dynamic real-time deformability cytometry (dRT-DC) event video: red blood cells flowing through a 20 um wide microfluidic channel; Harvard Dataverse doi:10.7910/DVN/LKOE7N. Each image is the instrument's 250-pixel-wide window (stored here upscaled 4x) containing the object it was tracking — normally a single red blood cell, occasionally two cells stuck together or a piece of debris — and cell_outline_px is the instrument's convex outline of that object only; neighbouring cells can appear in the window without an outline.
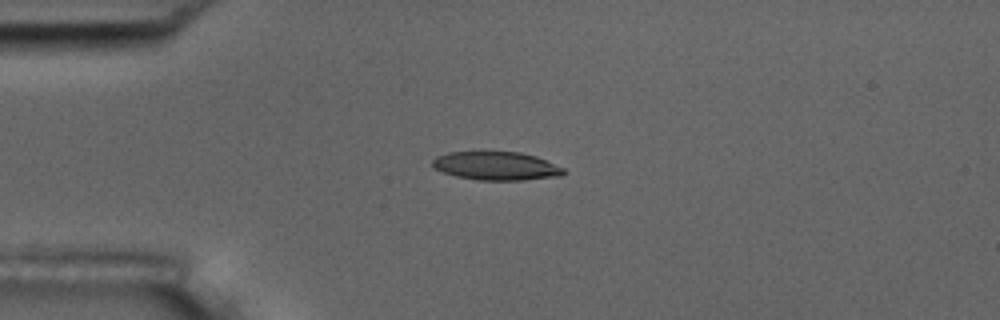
{"species": "common noctule bat (a hibernating species)", "species_latin": "Nyctalus noctula", "temperature_condition": "room temperature", "stored_images_in_passage": 14, "camera_frame_rate_fps": 3000, "um_per_image_px": 0.085, "animal": {"sex": "male", "body_mass_g": 17.5, "forearm_length_mm": 52.3}, "frame": {"image": 1, "passage_image": 3, "time_ms": 2.333, "image_size_px": [1000, 320], "cell_outline_px": [[564, 172], [560, 176], [524, 180], [476, 180], [456, 176], [444, 172], [436, 168], [432, 164], [432, 160], [436, 156], [448, 152], [520, 152], [536, 156], [564, 168]], "centroid_in_image_um": [42.18, 14.1], "position_along_channel_um": 42.8, "area_um2": 21.62}}
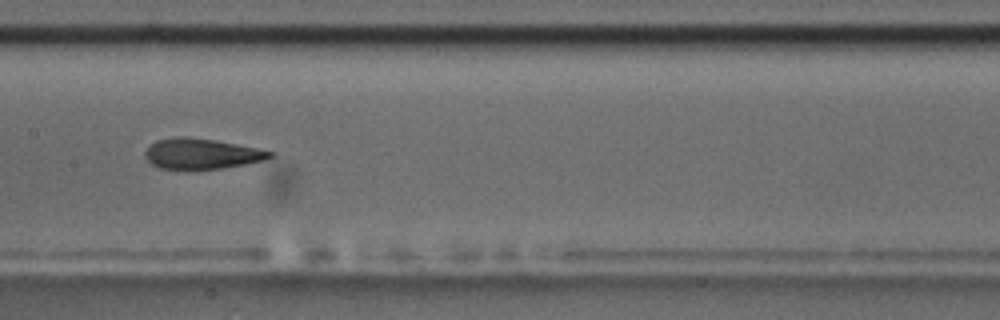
{"frame": {"image": 2, "passage_image": 7, "time_ms": 7.0, "image_size_px": [1000, 320], "cell_outline_px": [[276, 152], [272, 156], [264, 160], [244, 164], [220, 168], [160, 168], [152, 164], [144, 156], [144, 152], [156, 140], [176, 136], [184, 136], [216, 140]], "centroid_in_image_um": [17.13, 13.04], "position_along_channel_um": 190.3, "area_um2": 21.79}}
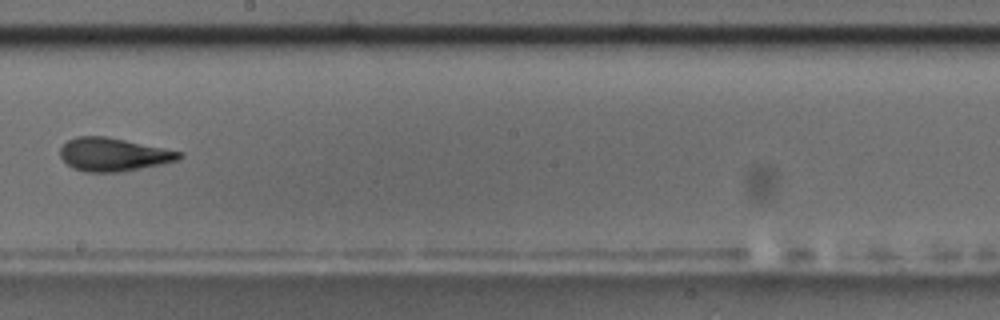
{"frame": {"image": 3, "passage_image": 8, "time_ms": 8.333, "image_size_px": [1000, 320], "cell_outline_px": [[184, 156], [180, 160], [140, 168], [116, 172], [88, 172], [72, 168], [60, 156], [60, 148], [68, 140], [76, 136], [108, 136], [184, 152]], "centroid_in_image_um": [9.67, 13.12], "position_along_channel_um": 238.5, "area_um2": 23.12}, "authors_computed_cell_mechanics": {"area_um2": 22.542, "velocity_mm_per_s": 3.6441, "shape_relaxation_time_tau1_ms": 8.8854, "shape_relaxation_time_tau2_ms": 1.3136, "deformation_change_tau1": 0.2316, "deformation_change_tau2": 0.063}}